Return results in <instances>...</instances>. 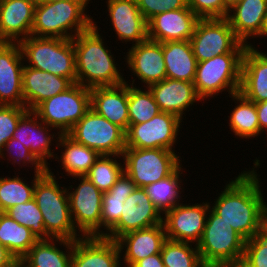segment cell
I'll list each match as a JSON object with an SVG mask.
<instances>
[{"label":"cell","mask_w":267,"mask_h":267,"mask_svg":"<svg viewBox=\"0 0 267 267\" xmlns=\"http://www.w3.org/2000/svg\"><path fill=\"white\" fill-rule=\"evenodd\" d=\"M264 36H267V13L264 16L263 24H262L261 30H260L259 34L257 35V37L262 38Z\"/></svg>","instance_id":"49"},{"label":"cell","mask_w":267,"mask_h":267,"mask_svg":"<svg viewBox=\"0 0 267 267\" xmlns=\"http://www.w3.org/2000/svg\"><path fill=\"white\" fill-rule=\"evenodd\" d=\"M163 59L166 78L194 82L198 61L189 40L163 42Z\"/></svg>","instance_id":"30"},{"label":"cell","mask_w":267,"mask_h":267,"mask_svg":"<svg viewBox=\"0 0 267 267\" xmlns=\"http://www.w3.org/2000/svg\"><path fill=\"white\" fill-rule=\"evenodd\" d=\"M255 167L231 180L210 207L245 240L267 228V204Z\"/></svg>","instance_id":"1"},{"label":"cell","mask_w":267,"mask_h":267,"mask_svg":"<svg viewBox=\"0 0 267 267\" xmlns=\"http://www.w3.org/2000/svg\"><path fill=\"white\" fill-rule=\"evenodd\" d=\"M90 89L74 83L66 91L45 99L32 111L57 134H67L90 110Z\"/></svg>","instance_id":"7"},{"label":"cell","mask_w":267,"mask_h":267,"mask_svg":"<svg viewBox=\"0 0 267 267\" xmlns=\"http://www.w3.org/2000/svg\"><path fill=\"white\" fill-rule=\"evenodd\" d=\"M116 241L103 236L81 237L73 241L71 267H120Z\"/></svg>","instance_id":"19"},{"label":"cell","mask_w":267,"mask_h":267,"mask_svg":"<svg viewBox=\"0 0 267 267\" xmlns=\"http://www.w3.org/2000/svg\"><path fill=\"white\" fill-rule=\"evenodd\" d=\"M75 142L96 150L100 155H122L125 131L98 115L92 108L67 133Z\"/></svg>","instance_id":"11"},{"label":"cell","mask_w":267,"mask_h":267,"mask_svg":"<svg viewBox=\"0 0 267 267\" xmlns=\"http://www.w3.org/2000/svg\"><path fill=\"white\" fill-rule=\"evenodd\" d=\"M266 13L267 0H240L229 10L227 20L235 36L248 45L247 39L259 34Z\"/></svg>","instance_id":"28"},{"label":"cell","mask_w":267,"mask_h":267,"mask_svg":"<svg viewBox=\"0 0 267 267\" xmlns=\"http://www.w3.org/2000/svg\"><path fill=\"white\" fill-rule=\"evenodd\" d=\"M72 85L68 78L24 65L22 72L24 107L33 110L45 99L66 91Z\"/></svg>","instance_id":"23"},{"label":"cell","mask_w":267,"mask_h":267,"mask_svg":"<svg viewBox=\"0 0 267 267\" xmlns=\"http://www.w3.org/2000/svg\"><path fill=\"white\" fill-rule=\"evenodd\" d=\"M91 108L125 132L129 127L128 83L90 89Z\"/></svg>","instance_id":"26"},{"label":"cell","mask_w":267,"mask_h":267,"mask_svg":"<svg viewBox=\"0 0 267 267\" xmlns=\"http://www.w3.org/2000/svg\"><path fill=\"white\" fill-rule=\"evenodd\" d=\"M243 53H226L198 62L194 86L204 101L227 90L229 96L238 93L241 84Z\"/></svg>","instance_id":"8"},{"label":"cell","mask_w":267,"mask_h":267,"mask_svg":"<svg viewBox=\"0 0 267 267\" xmlns=\"http://www.w3.org/2000/svg\"><path fill=\"white\" fill-rule=\"evenodd\" d=\"M113 30L122 42L132 45L148 39L147 21L141 14L136 0H107ZM135 42V43H134Z\"/></svg>","instance_id":"20"},{"label":"cell","mask_w":267,"mask_h":267,"mask_svg":"<svg viewBox=\"0 0 267 267\" xmlns=\"http://www.w3.org/2000/svg\"><path fill=\"white\" fill-rule=\"evenodd\" d=\"M122 156L124 172L140 188L172 175L181 166V157L162 148H125Z\"/></svg>","instance_id":"9"},{"label":"cell","mask_w":267,"mask_h":267,"mask_svg":"<svg viewBox=\"0 0 267 267\" xmlns=\"http://www.w3.org/2000/svg\"><path fill=\"white\" fill-rule=\"evenodd\" d=\"M88 30L80 32L72 41L75 49L76 83L92 89L116 86L125 82L111 50L104 46L94 21Z\"/></svg>","instance_id":"2"},{"label":"cell","mask_w":267,"mask_h":267,"mask_svg":"<svg viewBox=\"0 0 267 267\" xmlns=\"http://www.w3.org/2000/svg\"><path fill=\"white\" fill-rule=\"evenodd\" d=\"M230 98L239 103L234 106L229 118V126L234 135L246 139L260 135L255 103L246 99L240 92L232 94Z\"/></svg>","instance_id":"34"},{"label":"cell","mask_w":267,"mask_h":267,"mask_svg":"<svg viewBox=\"0 0 267 267\" xmlns=\"http://www.w3.org/2000/svg\"><path fill=\"white\" fill-rule=\"evenodd\" d=\"M242 261L248 267H267V228L245 241Z\"/></svg>","instance_id":"42"},{"label":"cell","mask_w":267,"mask_h":267,"mask_svg":"<svg viewBox=\"0 0 267 267\" xmlns=\"http://www.w3.org/2000/svg\"><path fill=\"white\" fill-rule=\"evenodd\" d=\"M210 205L207 202L194 205L178 203L165 212L162 223L167 239L197 245L205 228Z\"/></svg>","instance_id":"15"},{"label":"cell","mask_w":267,"mask_h":267,"mask_svg":"<svg viewBox=\"0 0 267 267\" xmlns=\"http://www.w3.org/2000/svg\"><path fill=\"white\" fill-rule=\"evenodd\" d=\"M128 84V112L129 124H140L149 121L160 112L158 104L149 88H141Z\"/></svg>","instance_id":"37"},{"label":"cell","mask_w":267,"mask_h":267,"mask_svg":"<svg viewBox=\"0 0 267 267\" xmlns=\"http://www.w3.org/2000/svg\"><path fill=\"white\" fill-rule=\"evenodd\" d=\"M234 267H248L243 261H241L239 264L235 265Z\"/></svg>","instance_id":"51"},{"label":"cell","mask_w":267,"mask_h":267,"mask_svg":"<svg viewBox=\"0 0 267 267\" xmlns=\"http://www.w3.org/2000/svg\"><path fill=\"white\" fill-rule=\"evenodd\" d=\"M5 213L20 225L29 228L38 240L52 239L45 230L43 216L34 198L11 207Z\"/></svg>","instance_id":"40"},{"label":"cell","mask_w":267,"mask_h":267,"mask_svg":"<svg viewBox=\"0 0 267 267\" xmlns=\"http://www.w3.org/2000/svg\"><path fill=\"white\" fill-rule=\"evenodd\" d=\"M208 214L196 245L201 261L205 267H234L243 260L245 240L211 208Z\"/></svg>","instance_id":"5"},{"label":"cell","mask_w":267,"mask_h":267,"mask_svg":"<svg viewBox=\"0 0 267 267\" xmlns=\"http://www.w3.org/2000/svg\"><path fill=\"white\" fill-rule=\"evenodd\" d=\"M130 48L124 59L132 73L147 85L145 88L166 78L163 43L147 39Z\"/></svg>","instance_id":"17"},{"label":"cell","mask_w":267,"mask_h":267,"mask_svg":"<svg viewBox=\"0 0 267 267\" xmlns=\"http://www.w3.org/2000/svg\"><path fill=\"white\" fill-rule=\"evenodd\" d=\"M192 243L166 239L161 249L164 267H205Z\"/></svg>","instance_id":"38"},{"label":"cell","mask_w":267,"mask_h":267,"mask_svg":"<svg viewBox=\"0 0 267 267\" xmlns=\"http://www.w3.org/2000/svg\"><path fill=\"white\" fill-rule=\"evenodd\" d=\"M35 6L30 0H0V42L31 36Z\"/></svg>","instance_id":"21"},{"label":"cell","mask_w":267,"mask_h":267,"mask_svg":"<svg viewBox=\"0 0 267 267\" xmlns=\"http://www.w3.org/2000/svg\"><path fill=\"white\" fill-rule=\"evenodd\" d=\"M162 217L146 190L136 187L125 199L119 221L103 237L116 241L128 232L162 224Z\"/></svg>","instance_id":"14"},{"label":"cell","mask_w":267,"mask_h":267,"mask_svg":"<svg viewBox=\"0 0 267 267\" xmlns=\"http://www.w3.org/2000/svg\"><path fill=\"white\" fill-rule=\"evenodd\" d=\"M116 157L121 158L123 156L100 155L85 175L103 193L109 191L124 173V164L121 165L122 163H119Z\"/></svg>","instance_id":"39"},{"label":"cell","mask_w":267,"mask_h":267,"mask_svg":"<svg viewBox=\"0 0 267 267\" xmlns=\"http://www.w3.org/2000/svg\"><path fill=\"white\" fill-rule=\"evenodd\" d=\"M56 139L57 147L64 148L58 162H61L67 176H85L100 157L96 150L75 142L67 134H58Z\"/></svg>","instance_id":"31"},{"label":"cell","mask_w":267,"mask_h":267,"mask_svg":"<svg viewBox=\"0 0 267 267\" xmlns=\"http://www.w3.org/2000/svg\"><path fill=\"white\" fill-rule=\"evenodd\" d=\"M19 262L9 252V250L0 243V267H18Z\"/></svg>","instance_id":"47"},{"label":"cell","mask_w":267,"mask_h":267,"mask_svg":"<svg viewBox=\"0 0 267 267\" xmlns=\"http://www.w3.org/2000/svg\"><path fill=\"white\" fill-rule=\"evenodd\" d=\"M52 129L42 122L32 110H28L20 118L12 138L19 140V143L30 149L32 154L48 168V159L46 158L52 159L53 157L56 158L55 160L59 159L57 154L54 157L55 154L51 152L50 148L51 141H54L53 138L56 136L54 133H49Z\"/></svg>","instance_id":"22"},{"label":"cell","mask_w":267,"mask_h":267,"mask_svg":"<svg viewBox=\"0 0 267 267\" xmlns=\"http://www.w3.org/2000/svg\"><path fill=\"white\" fill-rule=\"evenodd\" d=\"M137 6L148 22L156 14L187 7L186 0H136Z\"/></svg>","instance_id":"45"},{"label":"cell","mask_w":267,"mask_h":267,"mask_svg":"<svg viewBox=\"0 0 267 267\" xmlns=\"http://www.w3.org/2000/svg\"><path fill=\"white\" fill-rule=\"evenodd\" d=\"M240 0H223L225 8L229 11L232 9Z\"/></svg>","instance_id":"50"},{"label":"cell","mask_w":267,"mask_h":267,"mask_svg":"<svg viewBox=\"0 0 267 267\" xmlns=\"http://www.w3.org/2000/svg\"><path fill=\"white\" fill-rule=\"evenodd\" d=\"M28 111L24 106L0 104V155L16 130L20 118Z\"/></svg>","instance_id":"41"},{"label":"cell","mask_w":267,"mask_h":267,"mask_svg":"<svg viewBox=\"0 0 267 267\" xmlns=\"http://www.w3.org/2000/svg\"><path fill=\"white\" fill-rule=\"evenodd\" d=\"M257 50L249 43L243 53L239 90L254 103L267 100V53Z\"/></svg>","instance_id":"27"},{"label":"cell","mask_w":267,"mask_h":267,"mask_svg":"<svg viewBox=\"0 0 267 267\" xmlns=\"http://www.w3.org/2000/svg\"><path fill=\"white\" fill-rule=\"evenodd\" d=\"M30 1L34 2L35 4L43 2V0H30Z\"/></svg>","instance_id":"52"},{"label":"cell","mask_w":267,"mask_h":267,"mask_svg":"<svg viewBox=\"0 0 267 267\" xmlns=\"http://www.w3.org/2000/svg\"><path fill=\"white\" fill-rule=\"evenodd\" d=\"M135 189V183L124 172L112 188L103 193L101 228L106 233L119 221L124 201Z\"/></svg>","instance_id":"32"},{"label":"cell","mask_w":267,"mask_h":267,"mask_svg":"<svg viewBox=\"0 0 267 267\" xmlns=\"http://www.w3.org/2000/svg\"><path fill=\"white\" fill-rule=\"evenodd\" d=\"M66 247L63 251L55 242ZM68 253V254H66ZM73 241L65 239L38 240L19 261L20 267H71Z\"/></svg>","instance_id":"29"},{"label":"cell","mask_w":267,"mask_h":267,"mask_svg":"<svg viewBox=\"0 0 267 267\" xmlns=\"http://www.w3.org/2000/svg\"><path fill=\"white\" fill-rule=\"evenodd\" d=\"M132 267H164L161 253L137 261Z\"/></svg>","instance_id":"46"},{"label":"cell","mask_w":267,"mask_h":267,"mask_svg":"<svg viewBox=\"0 0 267 267\" xmlns=\"http://www.w3.org/2000/svg\"><path fill=\"white\" fill-rule=\"evenodd\" d=\"M24 64L18 42H0V104L24 106Z\"/></svg>","instance_id":"16"},{"label":"cell","mask_w":267,"mask_h":267,"mask_svg":"<svg viewBox=\"0 0 267 267\" xmlns=\"http://www.w3.org/2000/svg\"><path fill=\"white\" fill-rule=\"evenodd\" d=\"M148 88L161 112L174 114L181 120L185 110L187 111L195 102L202 101L193 82L165 78Z\"/></svg>","instance_id":"25"},{"label":"cell","mask_w":267,"mask_h":267,"mask_svg":"<svg viewBox=\"0 0 267 267\" xmlns=\"http://www.w3.org/2000/svg\"><path fill=\"white\" fill-rule=\"evenodd\" d=\"M64 187L59 186L56 176L48 167L35 183L33 198L43 216L47 234L52 239L76 241L83 236L78 235L73 224L69 196Z\"/></svg>","instance_id":"4"},{"label":"cell","mask_w":267,"mask_h":267,"mask_svg":"<svg viewBox=\"0 0 267 267\" xmlns=\"http://www.w3.org/2000/svg\"><path fill=\"white\" fill-rule=\"evenodd\" d=\"M181 168L180 166L172 175L144 188L153 204L162 214L172 209L176 204L181 203L179 200L182 193L180 191L182 189L180 176H182L183 168Z\"/></svg>","instance_id":"35"},{"label":"cell","mask_w":267,"mask_h":267,"mask_svg":"<svg viewBox=\"0 0 267 267\" xmlns=\"http://www.w3.org/2000/svg\"><path fill=\"white\" fill-rule=\"evenodd\" d=\"M189 41L198 62L226 53H244L247 47L235 36L227 18L198 19Z\"/></svg>","instance_id":"10"},{"label":"cell","mask_w":267,"mask_h":267,"mask_svg":"<svg viewBox=\"0 0 267 267\" xmlns=\"http://www.w3.org/2000/svg\"><path fill=\"white\" fill-rule=\"evenodd\" d=\"M182 120L174 114L159 112L140 124H129L125 132L126 148H162L171 151L180 132Z\"/></svg>","instance_id":"13"},{"label":"cell","mask_w":267,"mask_h":267,"mask_svg":"<svg viewBox=\"0 0 267 267\" xmlns=\"http://www.w3.org/2000/svg\"><path fill=\"white\" fill-rule=\"evenodd\" d=\"M37 241L29 228L20 225L5 212H0V243L18 262Z\"/></svg>","instance_id":"33"},{"label":"cell","mask_w":267,"mask_h":267,"mask_svg":"<svg viewBox=\"0 0 267 267\" xmlns=\"http://www.w3.org/2000/svg\"><path fill=\"white\" fill-rule=\"evenodd\" d=\"M5 151L9 153L10 159L13 158L12 164L14 165L15 163L20 165L22 162V166H25L26 164H30L32 166L34 165V173H45L47 171V168L32 154L30 149L26 148L22 143H19V140L11 138L8 142H6L0 158H5V153H3Z\"/></svg>","instance_id":"43"},{"label":"cell","mask_w":267,"mask_h":267,"mask_svg":"<svg viewBox=\"0 0 267 267\" xmlns=\"http://www.w3.org/2000/svg\"><path fill=\"white\" fill-rule=\"evenodd\" d=\"M44 2H57L59 0H43Z\"/></svg>","instance_id":"53"},{"label":"cell","mask_w":267,"mask_h":267,"mask_svg":"<svg viewBox=\"0 0 267 267\" xmlns=\"http://www.w3.org/2000/svg\"><path fill=\"white\" fill-rule=\"evenodd\" d=\"M89 1L59 0L36 4L31 36L73 39L88 30L94 24L93 17L84 13Z\"/></svg>","instance_id":"3"},{"label":"cell","mask_w":267,"mask_h":267,"mask_svg":"<svg viewBox=\"0 0 267 267\" xmlns=\"http://www.w3.org/2000/svg\"><path fill=\"white\" fill-rule=\"evenodd\" d=\"M80 184L67 190L73 224L83 237L104 236L101 230L102 196L100 191L86 176H75ZM81 179V180H80ZM101 230V231H100Z\"/></svg>","instance_id":"12"},{"label":"cell","mask_w":267,"mask_h":267,"mask_svg":"<svg viewBox=\"0 0 267 267\" xmlns=\"http://www.w3.org/2000/svg\"><path fill=\"white\" fill-rule=\"evenodd\" d=\"M18 43L23 61L29 63L26 66L68 78L73 84L76 83L72 39L28 36Z\"/></svg>","instance_id":"6"},{"label":"cell","mask_w":267,"mask_h":267,"mask_svg":"<svg viewBox=\"0 0 267 267\" xmlns=\"http://www.w3.org/2000/svg\"><path fill=\"white\" fill-rule=\"evenodd\" d=\"M198 19L188 6L156 14L147 22L148 39L160 43L190 40Z\"/></svg>","instance_id":"18"},{"label":"cell","mask_w":267,"mask_h":267,"mask_svg":"<svg viewBox=\"0 0 267 267\" xmlns=\"http://www.w3.org/2000/svg\"><path fill=\"white\" fill-rule=\"evenodd\" d=\"M167 239L164 225H154L152 227L135 230L120 236L116 242L122 254L125 248L122 263L125 267H132L137 261L150 255L161 252L163 243Z\"/></svg>","instance_id":"24"},{"label":"cell","mask_w":267,"mask_h":267,"mask_svg":"<svg viewBox=\"0 0 267 267\" xmlns=\"http://www.w3.org/2000/svg\"><path fill=\"white\" fill-rule=\"evenodd\" d=\"M186 2L199 19L227 18L229 13L223 0H186Z\"/></svg>","instance_id":"44"},{"label":"cell","mask_w":267,"mask_h":267,"mask_svg":"<svg viewBox=\"0 0 267 267\" xmlns=\"http://www.w3.org/2000/svg\"><path fill=\"white\" fill-rule=\"evenodd\" d=\"M43 174L35 173L31 186L19 176H13V178L0 177V212H6L15 205L33 199L35 183Z\"/></svg>","instance_id":"36"},{"label":"cell","mask_w":267,"mask_h":267,"mask_svg":"<svg viewBox=\"0 0 267 267\" xmlns=\"http://www.w3.org/2000/svg\"><path fill=\"white\" fill-rule=\"evenodd\" d=\"M260 133L267 129V100L255 103ZM267 134V133H266Z\"/></svg>","instance_id":"48"}]
</instances>
